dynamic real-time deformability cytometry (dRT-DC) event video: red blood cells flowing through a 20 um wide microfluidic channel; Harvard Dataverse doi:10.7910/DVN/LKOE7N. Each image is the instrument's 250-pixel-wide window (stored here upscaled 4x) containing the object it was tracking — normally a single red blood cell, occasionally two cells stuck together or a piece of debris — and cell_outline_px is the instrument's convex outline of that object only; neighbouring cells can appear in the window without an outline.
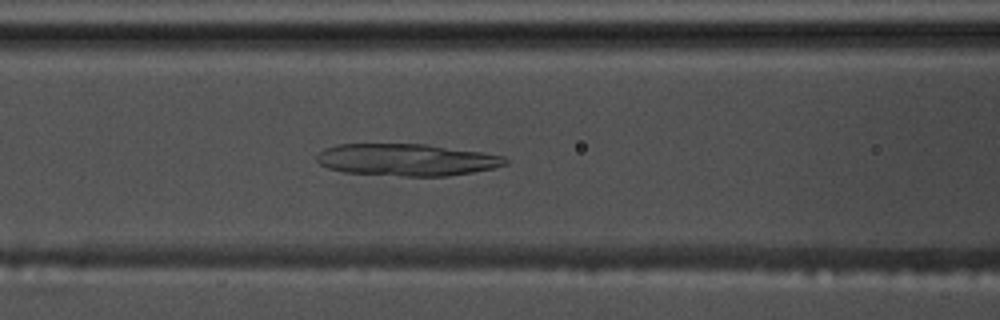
{"species": "common noctule bat (a hibernating species)", "species_latin": "Nyctalus noctula", "temperature_condition": "warm", "stored_images_in_passage": 42, "camera_frame_rate_fps": 3000, "um_per_image_px": 0.085, "animal": {"sex": "male", "body_mass_g": 17.5, "forearm_length_mm": 52.3}, "frame": {"image": 1, "passage_image": 9, "time_ms": 2.667, "image_size_px": [1000, 320], "cell_outline_px": [[508, 164], [492, 168], [472, 172], [448, 176], [404, 176], [344, 172], [328, 168], [320, 164], [316, 160], [316, 156], [324, 148], [336, 144], [424, 144], [480, 152], [504, 156], [508, 160]], "centroid_in_image_um": [34.54, 13.58], "position_along_channel_um": 132.1, "area_um2": 35.08}}
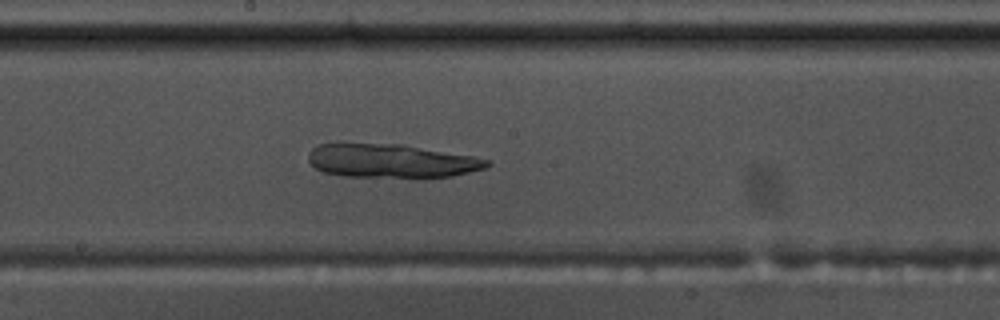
{"frame": {"image": 2, "passage_image": 16, "time_ms": 5.0, "image_size_px": [1000, 320], "cell_outline_px": [[492, 164], [484, 168], [452, 176], [420, 180], [344, 176], [320, 172], [308, 160], [308, 152], [316, 144], [336, 140], [400, 144], [472, 156], [492, 160]], "centroid_in_image_um": [33.16, 13.67], "position_along_channel_um": 215.0, "area_um2": 37.22}}
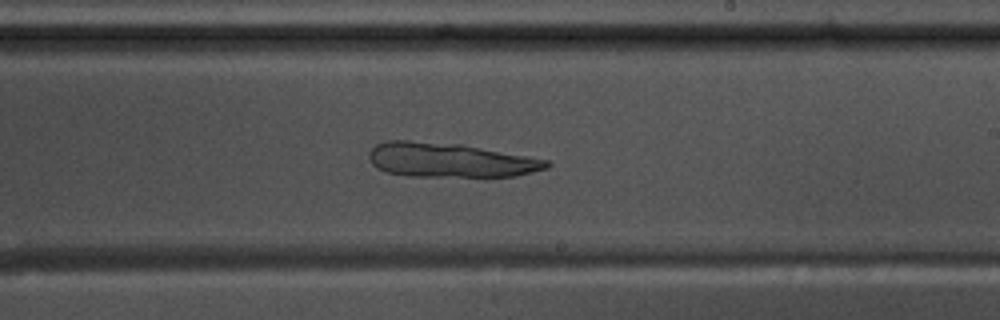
{"frame": {"image": 3, "passage_image": 19, "time_ms": 6.0, "image_size_px": [1000, 320], "cell_outline_px": [[552, 164], [548, 168], [516, 176], [408, 176], [388, 172], [376, 168], [372, 164], [368, 156], [368, 152], [376, 144], [384, 140], [408, 140], [460, 144], [552, 160]], "centroid_in_image_um": [38.25, 13.6], "position_along_channel_um": 250.7, "area_um2": 35.78}}